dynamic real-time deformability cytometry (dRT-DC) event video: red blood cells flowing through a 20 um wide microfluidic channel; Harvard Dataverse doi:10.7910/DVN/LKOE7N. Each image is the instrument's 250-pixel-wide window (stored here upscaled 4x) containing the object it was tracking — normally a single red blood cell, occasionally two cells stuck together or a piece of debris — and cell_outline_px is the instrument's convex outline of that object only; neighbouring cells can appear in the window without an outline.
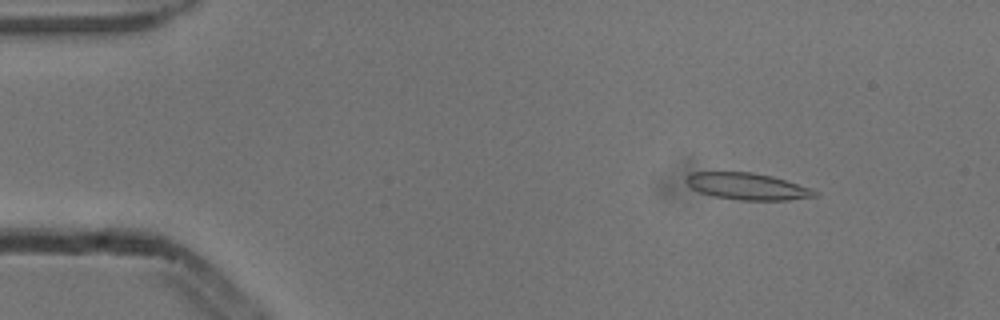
{"species": "common noctule bat (a hibernating species)", "species_latin": "Nyctalus noctula", "temperature_condition": "cold", "stored_images_in_passage": 45, "camera_frame_rate_fps": 3000, "um_per_image_px": 0.085, "animal": {"sex": "male", "body_mass_g": 13.3}, "frame": {"image": 1, "passage_image": 7, "time_ms": 2.0, "image_size_px": [1000, 320], "cell_outline_px": [[820, 196], [788, 200], [740, 200], [712, 196], [700, 192], [692, 188], [684, 180], [692, 172], [752, 172], [772, 176], [820, 192]], "centroid_in_image_um": [63.53, 15.85], "position_along_channel_um": 21.5, "area_um2": 19.94}}
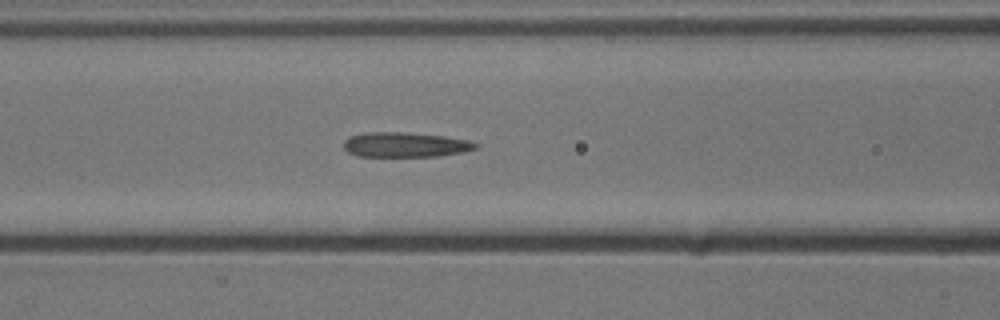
{"frame": {"image": 2, "passage_image": 22, "time_ms": 7.0, "image_size_px": [1000, 320], "cell_outline_px": [[480, 148], [464, 152], [436, 156], [356, 156], [348, 152], [344, 148], [344, 140], [348, 136], [368, 132], [400, 132], [444, 136], [468, 140], [480, 144]], "centroid_in_image_um": [34.47, 12.3], "position_along_channel_um": 132.1, "area_um2": 19.19}}
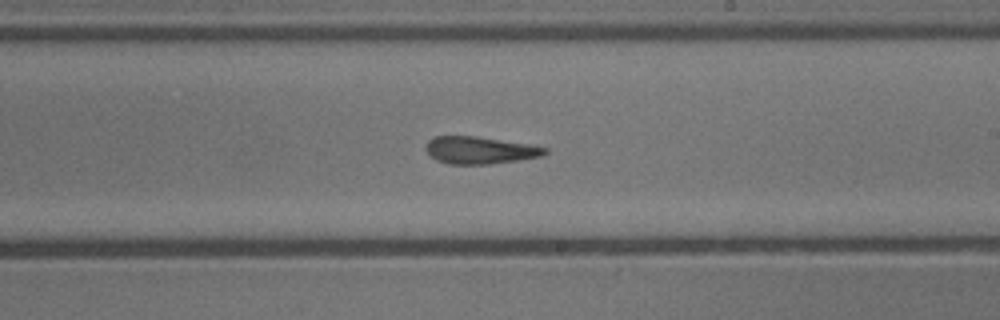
{"frame": {"image": 3, "passage_image": 31, "time_ms": 10.0, "image_size_px": [1000, 320], "cell_outline_px": [[548, 152], [544, 156], [488, 164], [448, 164], [436, 160], [424, 148], [428, 140], [432, 136], [476, 136], [532, 144], [548, 148]], "centroid_in_image_um": [40.8, 12.76], "position_along_channel_um": 248.2, "area_um2": 19.07}}